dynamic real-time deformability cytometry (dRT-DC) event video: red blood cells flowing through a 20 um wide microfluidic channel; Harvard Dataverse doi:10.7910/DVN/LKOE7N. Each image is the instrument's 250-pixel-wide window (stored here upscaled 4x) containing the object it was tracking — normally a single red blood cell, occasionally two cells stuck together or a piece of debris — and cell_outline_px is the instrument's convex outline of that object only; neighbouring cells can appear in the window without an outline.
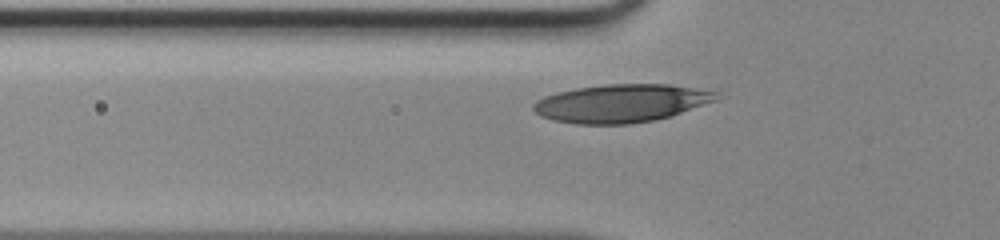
{"species": "human", "species_latin": "Homo sapiens", "temperature_condition": "room temperature", "stored_images_in_passage": 30, "camera_frame_rate_fps": 3000, "um_per_image_px": 0.085, "donor": {"sex": "male"}, "frame": {"image": 1, "passage_image": 6, "time_ms": 1.667, "image_size_px": [1000, 240], "cell_outline_px": [[716, 100], [672, 116], [652, 120], [628, 124], [576, 124], [552, 120], [540, 116], [532, 108], [532, 104], [536, 100], [544, 96], [576, 88], [608, 84], [668, 84], [716, 92]], "centroid_in_image_um": [52.74, 8.79], "position_along_channel_um": 73.1, "area_um2": 40.29}}
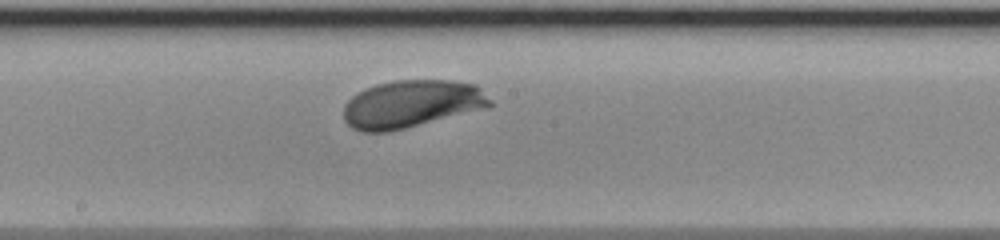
{"frame": {"image": 2, "passage_image": 16, "time_ms": 5.0, "image_size_px": [1000, 240], "cell_outline_px": [[492, 104], [480, 108], [404, 128], [388, 132], [364, 132], [352, 128], [344, 120], [344, 104], [352, 96], [364, 88], [376, 84], [396, 80], [452, 80], [476, 84], [492, 100]], "centroid_in_image_um": [34.91, 8.81], "position_along_channel_um": 213.3, "area_um2": 40.06}}
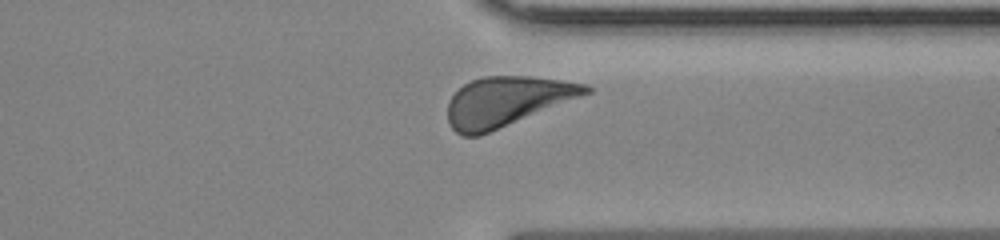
{"frame": {"image": 3, "passage_image": 27, "time_ms": 8.667, "image_size_px": [1000, 240], "cell_outline_px": [[592, 92], [480, 136], [464, 136], [456, 132], [448, 124], [448, 100], [464, 84], [472, 80], [484, 76], [528, 76], [560, 80], [588, 84], [592, 88]], "centroid_in_image_um": [43.06, 8.62], "position_along_channel_um": 368.3, "area_um2": 39.71}}